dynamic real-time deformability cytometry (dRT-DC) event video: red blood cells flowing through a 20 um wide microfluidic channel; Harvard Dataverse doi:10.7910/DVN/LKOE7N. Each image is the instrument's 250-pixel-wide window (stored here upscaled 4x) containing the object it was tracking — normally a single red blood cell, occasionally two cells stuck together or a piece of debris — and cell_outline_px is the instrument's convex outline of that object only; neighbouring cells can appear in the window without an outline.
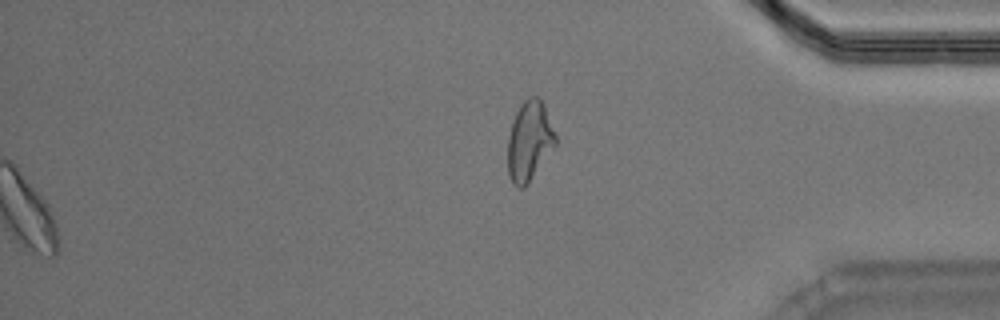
{"species": "Egyptian fruit bat (a non-hibernating species)", "species_latin": "Rousettus aegyptiacus", "temperature_condition": "warm", "stored_images_in_passage": 50, "segment_of_instrument_passage": [2, 2], "camera_frame_rate_fps": 3000, "um_per_image_px": 0.085, "animal": {"sex": "male"}, "frame": {"image": 1, "passage_image": 50, "time_ms": 16.333, "image_size_px": [1000, 320], "cell_outline_px": [[556, 144], [524, 188], [516, 188], [512, 184], [508, 176], [508, 136], [512, 120], [520, 104], [528, 96], [536, 96], [544, 104], [556, 136]], "centroid_in_image_um": [44.97, 11.98], "position_along_channel_um": 390.2, "area_um2": 22.14}}